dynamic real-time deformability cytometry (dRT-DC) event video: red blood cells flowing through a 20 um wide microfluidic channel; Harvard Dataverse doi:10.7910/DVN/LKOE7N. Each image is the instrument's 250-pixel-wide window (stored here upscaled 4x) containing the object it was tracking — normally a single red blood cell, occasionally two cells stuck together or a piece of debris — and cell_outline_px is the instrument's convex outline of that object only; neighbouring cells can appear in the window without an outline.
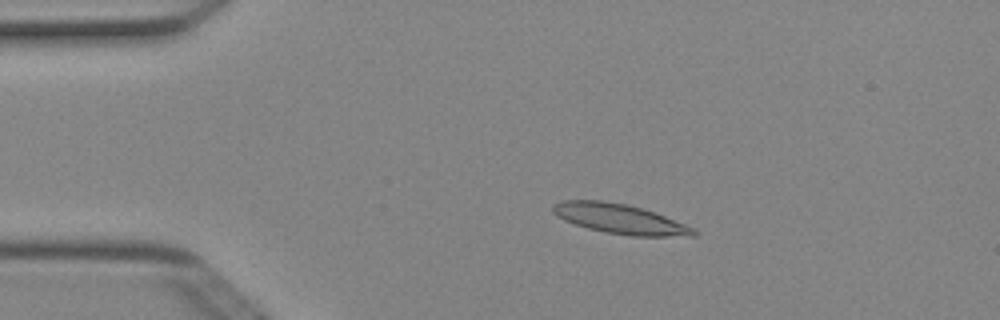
{"species": "Egyptian fruit bat (a non-hibernating species)", "species_latin": "Rousettus aegyptiacus", "temperature_condition": "cold", "stored_images_in_passage": 50, "camera_frame_rate_fps": 3000, "um_per_image_px": 0.085, "animal": {"sex": "female"}, "frame": {"image": 1, "passage_image": 10, "time_ms": 3.0, "image_size_px": [1000, 320], "cell_outline_px": [[696, 236], [632, 236], [608, 232], [588, 228], [564, 220], [556, 216], [552, 212], [552, 204], [560, 200], [604, 200], [628, 204], [656, 212], [696, 228]], "centroid_in_image_um": [52.7, 18.59], "position_along_channel_um": 32.3, "area_um2": 24.62}}
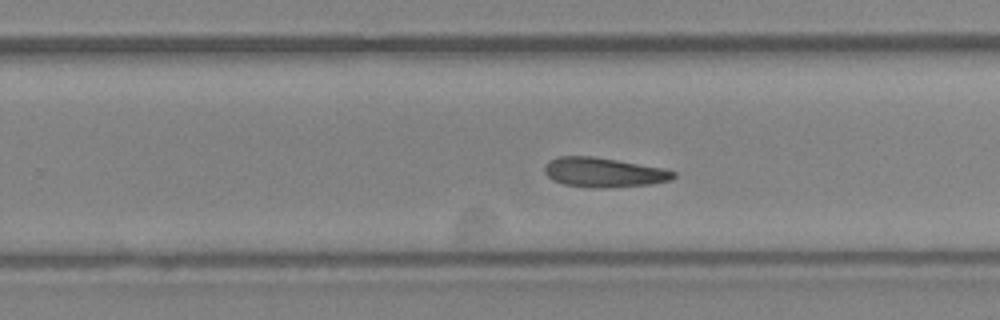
{"frame": {"image": 2, "passage_image": 32, "time_ms": 10.333, "image_size_px": [1000, 320], "cell_outline_px": [[676, 176], [672, 180], [652, 184], [600, 188], [596, 188], [564, 184], [552, 180], [544, 172], [544, 168], [548, 160], [556, 156], [592, 156], [664, 168], [676, 172]], "centroid_in_image_um": [51.31, 14.65], "position_along_channel_um": 278.5, "area_um2": 22.25}}
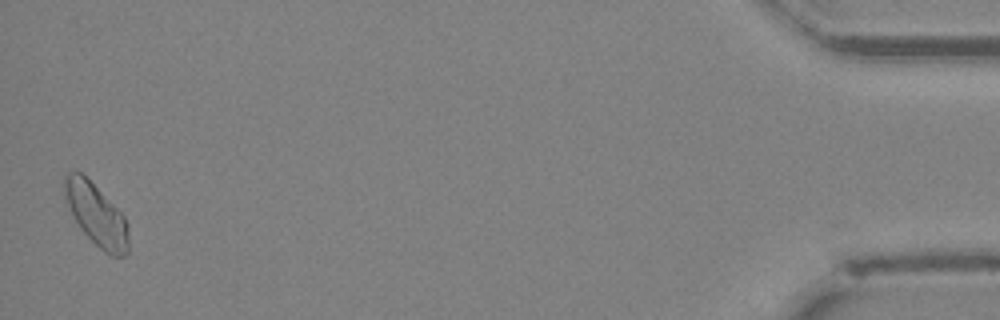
{"frame": {"image": 3, "passage_image": 50, "time_ms": 16.333, "image_size_px": [1000, 320], "cell_outline_px": [[128, 252], [124, 256], [112, 256], [104, 252], [80, 228], [64, 200], [60, 184], [64, 176], [68, 172], [80, 172], [124, 216], [128, 224]], "centroid_in_image_um": [8.13, 18.24], "position_along_channel_um": 427.1, "area_um2": 22.95}, "authors_computed_cell_mechanics": {"area_um2": 22.5709, "velocity_mm_per_s": 3.9885, "shape_relaxation_time_tau1_ms": 9.5178, "shape_relaxation_time_tau2_ms": null, "deformation_change_tau1": 0.1723, "deformation_change_tau2": null}}